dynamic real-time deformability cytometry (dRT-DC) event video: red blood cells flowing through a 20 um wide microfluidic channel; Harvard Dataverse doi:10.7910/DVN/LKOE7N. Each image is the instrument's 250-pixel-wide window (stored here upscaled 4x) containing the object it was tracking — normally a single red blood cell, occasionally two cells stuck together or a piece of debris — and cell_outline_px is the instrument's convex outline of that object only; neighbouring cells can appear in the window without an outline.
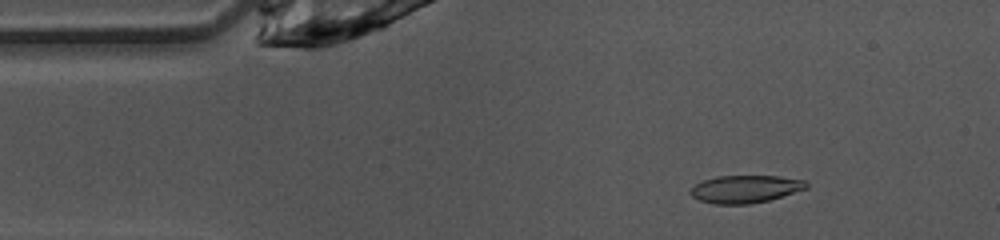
{"species": "common noctule bat (a hibernating species)", "species_latin": "Nyctalus noctula", "temperature_condition": "warm", "stored_images_in_passage": 44, "camera_frame_rate_fps": 3000, "um_per_image_px": 0.085, "animal": {"sex": "female", "body_mass_g": 10.0, "forearm_length_mm": 53.1}, "frame": {"image": 1, "passage_image": 6, "time_ms": 1.667, "image_size_px": [1000, 240], "cell_outline_px": [[808, 188], [768, 200], [748, 204], [712, 204], [700, 200], [692, 196], [688, 192], [696, 184], [704, 180], [716, 176], [780, 176], [804, 180], [808, 184]], "centroid_in_image_um": [63.34, 16.06], "position_along_channel_um": 21.7, "area_um2": 18.55}}
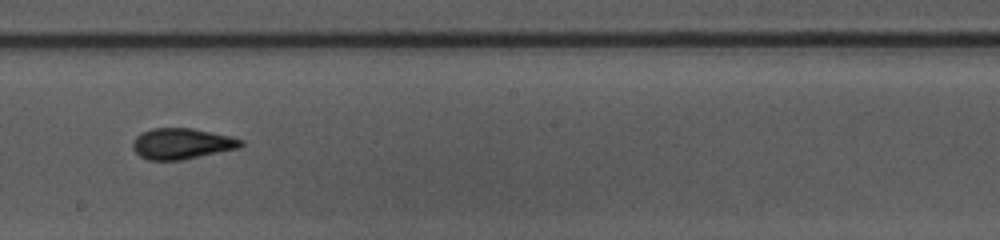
{"frame": {"image": 2, "passage_image": 25, "time_ms": 8.0, "image_size_px": [1000, 240], "cell_outline_px": [[244, 144], [240, 148], [184, 160], [148, 160], [140, 156], [132, 148], [132, 140], [140, 132], [152, 128], [192, 128], [232, 136], [244, 140]], "centroid_in_image_um": [15.46, 12.21], "position_along_channel_um": 232.7, "area_um2": 19.83}}
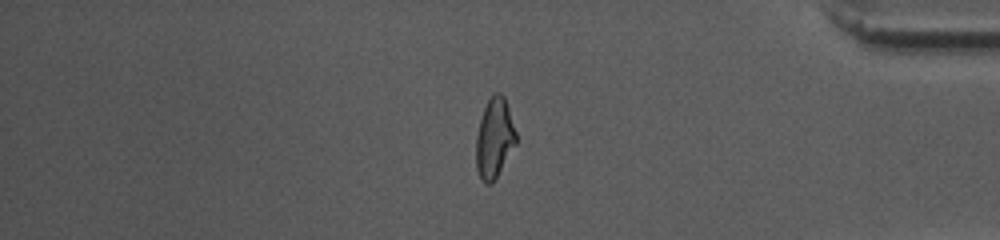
{"frame": {"image": 3, "passage_image": 39, "time_ms": 12.667, "image_size_px": [1000, 240], "cell_outline_px": [[516, 144], [492, 184], [484, 184], [480, 180], [476, 168], [476, 136], [480, 120], [484, 108], [488, 100], [496, 92], [500, 92], [504, 96], [516, 132]], "centroid_in_image_um": [42.01, 11.78], "position_along_channel_um": 393.2, "area_um2": 18.55}, "authors_computed_cell_mechanics": {"area_um2": 18.9584, "velocity_mm_per_s": 4.125, "shape_relaxation_time_tau1_ms": 10.2794, "shape_relaxation_time_tau2_ms": 1.8073, "deformation_change_tau1": 0.2746, "deformation_change_tau2": 0.075}}